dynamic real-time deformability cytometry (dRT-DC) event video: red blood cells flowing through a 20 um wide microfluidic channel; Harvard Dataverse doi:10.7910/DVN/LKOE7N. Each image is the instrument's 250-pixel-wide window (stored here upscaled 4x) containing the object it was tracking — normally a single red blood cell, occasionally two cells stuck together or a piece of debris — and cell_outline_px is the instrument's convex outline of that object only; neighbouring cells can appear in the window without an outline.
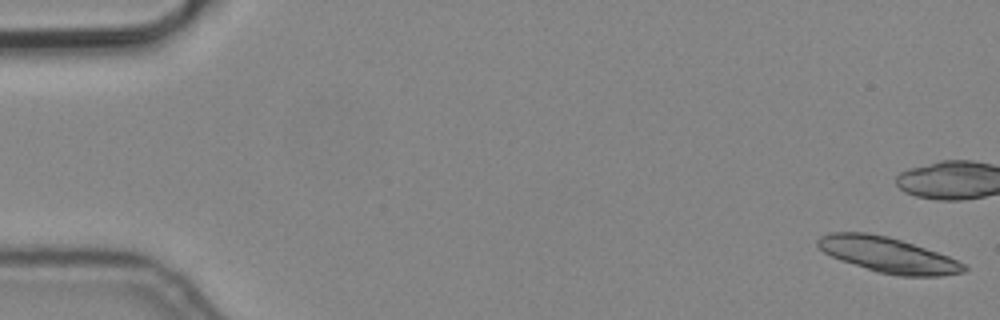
{"species": "common noctule bat (a hibernating species)", "species_latin": "Nyctalus noctula", "temperature_condition": "cold", "stored_images_in_passage": 14, "camera_frame_rate_fps": 3000, "um_per_image_px": 0.085, "animal": {"sex": "male", "body_mass_g": 19.2, "forearm_length_mm": 51.8}, "frame": {"image": 1, "passage_image": 1, "time_ms": 0.0, "image_size_px": [1000, 320], "cell_outline_px": [[968, 268], [964, 272], [940, 276], [900, 276], [876, 272], [840, 260], [824, 252], [816, 244], [816, 240], [820, 236], [832, 232], [864, 232], [888, 236], [948, 256], [964, 264]], "centroid_in_image_um": [75.45, 21.67], "position_along_channel_um": 9.6, "area_um2": 29.94}}